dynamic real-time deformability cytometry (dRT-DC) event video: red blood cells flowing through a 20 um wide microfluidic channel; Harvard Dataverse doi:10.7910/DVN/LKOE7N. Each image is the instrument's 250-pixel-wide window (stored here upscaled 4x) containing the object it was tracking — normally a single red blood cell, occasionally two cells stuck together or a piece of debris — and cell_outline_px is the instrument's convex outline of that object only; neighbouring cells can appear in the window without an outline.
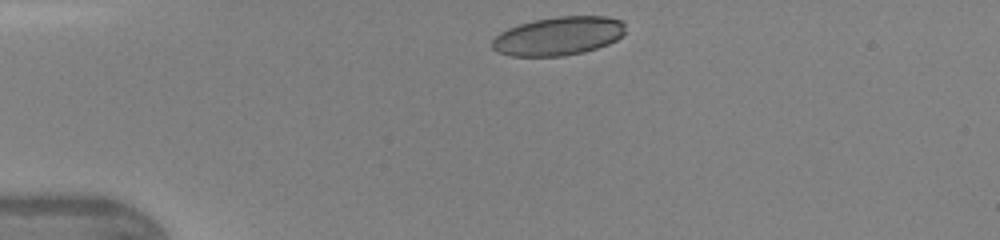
{"species": "human", "species_latin": "Homo sapiens", "temperature_condition": "warm", "stored_images_in_passage": 15, "camera_frame_rate_fps": 3000, "um_per_image_px": 0.085, "donor": {"sex": "female"}, "frame": {"image": 1, "passage_image": 1, "time_ms": 0.0, "image_size_px": [1000, 240], "cell_outline_px": [[624, 32], [616, 40], [608, 44], [584, 52], [564, 56], [512, 56], [500, 52], [492, 48], [492, 40], [500, 32], [508, 28], [532, 20], [556, 16], [608, 16], [620, 20], [624, 24]], "centroid_in_image_um": [47.46, 3.05], "position_along_channel_um": 37.5, "area_um2": 29.94}}
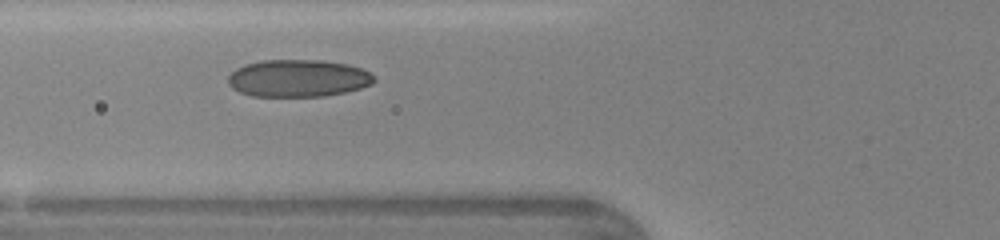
{"frame": {"image": 2, "passage_image": 5, "time_ms": 1.333, "image_size_px": [1000, 240], "cell_outline_px": [[376, 80], [372, 84], [360, 88], [344, 92], [324, 96], [252, 96], [240, 92], [232, 88], [228, 84], [228, 76], [236, 68], [244, 64], [260, 60], [320, 60], [348, 64], [372, 72], [376, 76]], "centroid_in_image_um": [25.35, 6.64], "position_along_channel_um": 100.5, "area_um2": 31.96}}